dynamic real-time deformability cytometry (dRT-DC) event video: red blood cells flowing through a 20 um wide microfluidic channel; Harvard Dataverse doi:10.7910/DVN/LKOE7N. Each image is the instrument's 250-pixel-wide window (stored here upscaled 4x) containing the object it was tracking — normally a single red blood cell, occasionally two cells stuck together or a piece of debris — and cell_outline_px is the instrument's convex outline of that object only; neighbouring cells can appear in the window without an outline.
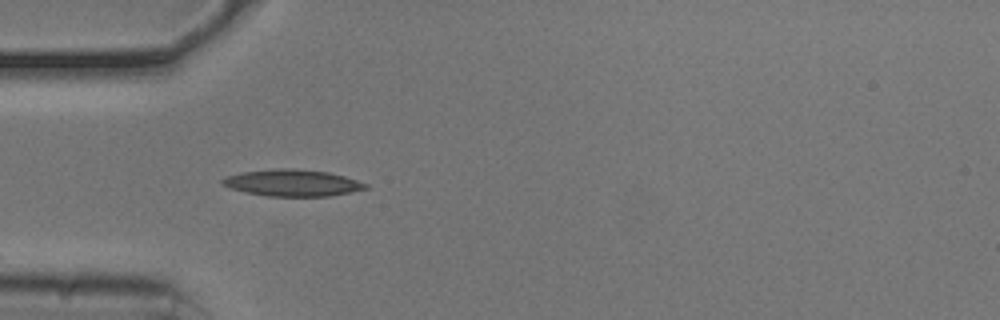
{"species": "common noctule bat (a hibernating species)", "species_latin": "Nyctalus noctula", "temperature_condition": "cold", "stored_images_in_passage": 11, "camera_frame_rate_fps": 3000, "um_per_image_px": 0.085, "animal": {"sex": "male", "body_mass_g": 20.5, "forearm_length_mm": 52.5}, "frame": {"image": 1, "passage_image": 1, "time_ms": 0.0, "image_size_px": [1000, 320], "cell_outline_px": [[368, 188], [332, 196], [264, 196], [244, 192], [220, 184], [220, 180], [224, 176], [244, 172], [276, 168], [292, 168], [328, 172], [344, 176], [368, 184]], "centroid_in_image_um": [24.82, 15.54], "position_along_channel_um": 60.2, "area_um2": 22.31}}
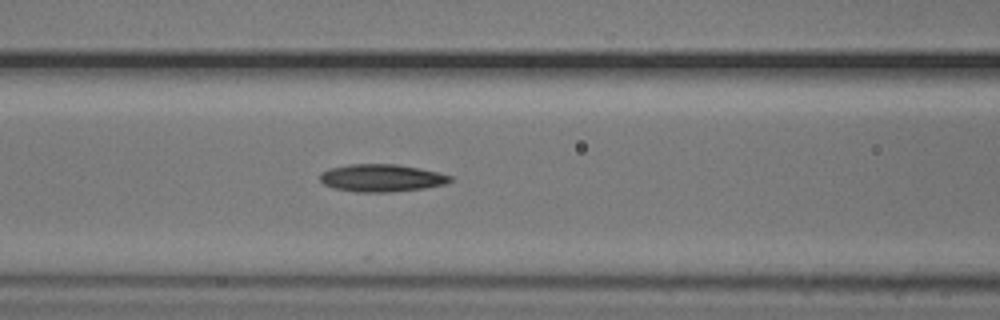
{"frame": {"image": 2, "passage_image": 7, "time_ms": 2.0, "image_size_px": [1000, 320], "cell_outline_px": [[452, 180], [444, 184], [424, 188], [388, 192], [356, 192], [332, 188], [324, 184], [320, 180], [320, 172], [328, 168], [348, 164], [396, 164], [420, 168], [452, 176]], "centroid_in_image_um": [32.37, 15.12], "position_along_channel_um": 134.2, "area_um2": 20.92}}